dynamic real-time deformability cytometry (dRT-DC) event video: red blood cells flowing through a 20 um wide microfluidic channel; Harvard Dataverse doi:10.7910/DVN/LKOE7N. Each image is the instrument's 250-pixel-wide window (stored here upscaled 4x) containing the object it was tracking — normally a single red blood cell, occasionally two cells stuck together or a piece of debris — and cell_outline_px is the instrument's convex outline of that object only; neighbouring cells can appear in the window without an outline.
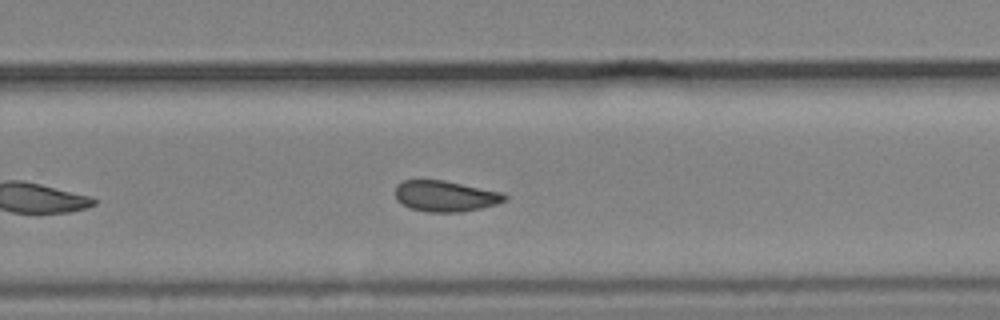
{"species": "common noctule bat (a hibernating species)", "species_latin": "Nyctalus noctula", "temperature_condition": "cold", "stored_images_in_passage": 10, "camera_frame_rate_fps": 3000, "um_per_image_px": 0.085, "animal": {"sex": "male", "body_mass_g": 19.2, "forearm_length_mm": 51.8}, "frame": {"image": 1, "passage_image": 10, "time_ms": 10.667, "image_size_px": [1000, 320], "cell_outline_px": [[508, 200], [496, 204], [480, 208], [460, 212], [428, 212], [408, 208], [396, 200], [396, 184], [404, 180], [444, 180], [504, 192], [508, 196]], "centroid_in_image_um": [37.87, 16.67], "position_along_channel_um": 291.9, "area_um2": 19.94}}